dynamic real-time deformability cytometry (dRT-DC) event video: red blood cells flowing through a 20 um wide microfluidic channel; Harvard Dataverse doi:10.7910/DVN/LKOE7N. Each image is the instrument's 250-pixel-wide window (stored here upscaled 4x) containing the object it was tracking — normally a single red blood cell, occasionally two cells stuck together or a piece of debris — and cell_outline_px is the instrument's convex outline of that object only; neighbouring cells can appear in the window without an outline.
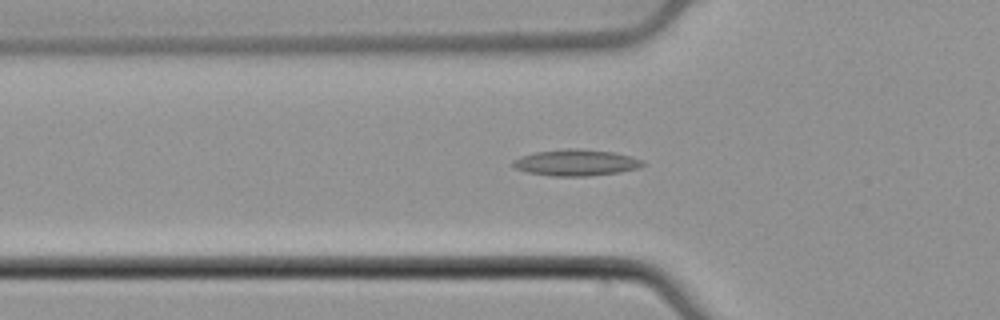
{"species": "common noctule bat (a hibernating species)", "species_latin": "Nyctalus noctula", "temperature_condition": "cold", "stored_images_in_passage": 54, "camera_frame_rate_fps": 3000, "um_per_image_px": 0.085, "animal": {"sex": "male", "body_mass_g": 21.5, "forearm_length_mm": 52.0}, "frame": {"image": 1, "passage_image": 19, "time_ms": 6.0, "image_size_px": [1000, 320], "cell_outline_px": [[644, 164], [640, 168], [620, 172], [588, 176], [552, 176], [528, 172], [516, 168], [512, 164], [512, 160], [536, 152], [568, 148], [580, 148], [612, 152], [644, 160]], "centroid_in_image_um": [48.99, 13.82], "position_along_channel_um": 76.8, "area_um2": 19.77}}
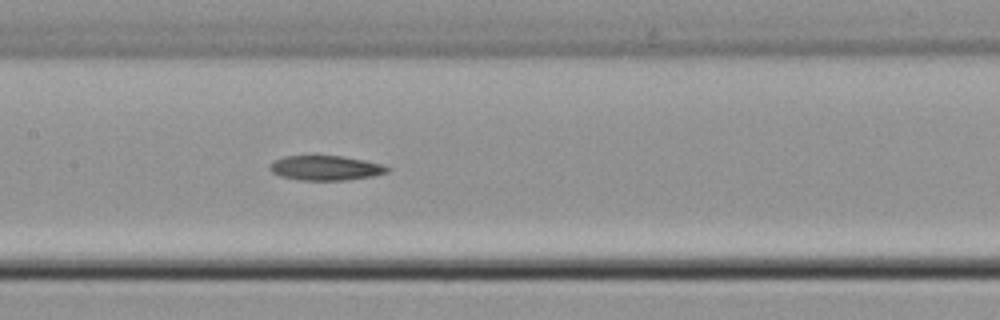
{"frame": {"image": 2, "passage_image": 27, "time_ms": 8.667, "image_size_px": [1000, 320], "cell_outline_px": [[392, 168], [388, 172], [372, 176], [344, 180], [300, 180], [280, 176], [272, 172], [268, 168], [276, 160], [284, 156], [340, 156], [364, 160], [384, 164]], "centroid_in_image_um": [27.72, 14.28], "position_along_channel_um": 179.7, "area_um2": 16.82}}
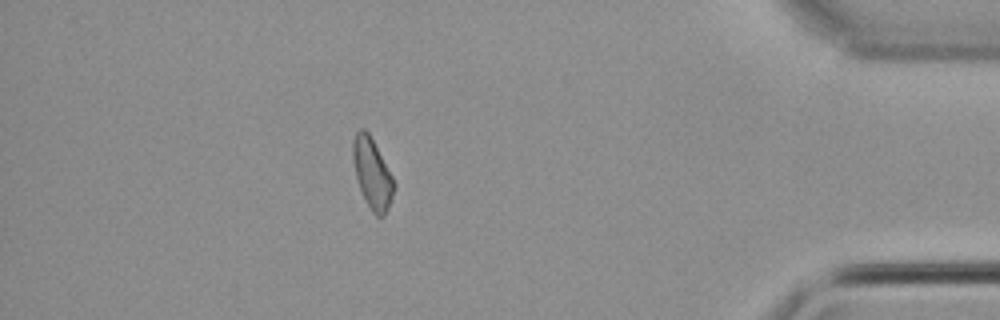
{"frame": {"image": 3, "passage_image": 48, "time_ms": 15.667, "image_size_px": [1000, 320], "cell_outline_px": [[396, 188], [384, 216], [376, 216], [372, 212], [360, 188], [356, 176], [352, 156], [352, 140], [356, 132], [360, 128], [364, 128], [368, 132], [392, 176], [396, 184]], "centroid_in_image_um": [31.64, 14.73], "position_along_channel_um": 403.6, "area_um2": 16.53}}